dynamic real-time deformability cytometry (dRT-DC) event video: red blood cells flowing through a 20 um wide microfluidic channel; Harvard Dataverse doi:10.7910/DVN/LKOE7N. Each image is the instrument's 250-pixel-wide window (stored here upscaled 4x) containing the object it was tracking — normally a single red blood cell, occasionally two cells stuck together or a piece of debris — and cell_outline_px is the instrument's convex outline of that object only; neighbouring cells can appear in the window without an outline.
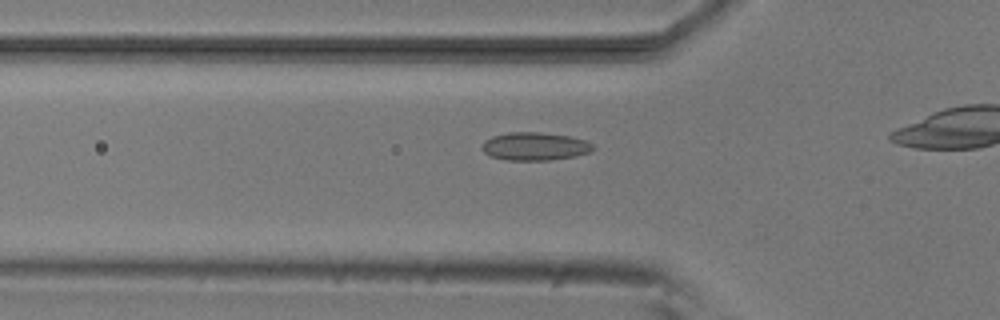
{"species": "common noctule bat (a hibernating species)", "species_latin": "Nyctalus noctula", "temperature_condition": "room temperature", "stored_images_in_passage": 22, "camera_frame_rate_fps": 3000, "um_per_image_px": 0.085, "animal": {"sex": "male", "body_mass_g": 20.5, "forearm_length_mm": 52.5}, "frame": {"image": 1, "passage_image": 10, "time_ms": 3.0, "image_size_px": [1000, 320], "cell_outline_px": [[596, 148], [588, 152], [576, 156], [548, 160], [508, 160], [492, 156], [484, 152], [480, 148], [484, 140], [492, 136], [508, 132], [540, 132], [568, 136], [584, 140], [592, 144]], "centroid_in_image_um": [45.43, 12.43], "position_along_channel_um": 80.4, "area_um2": 18.09}}
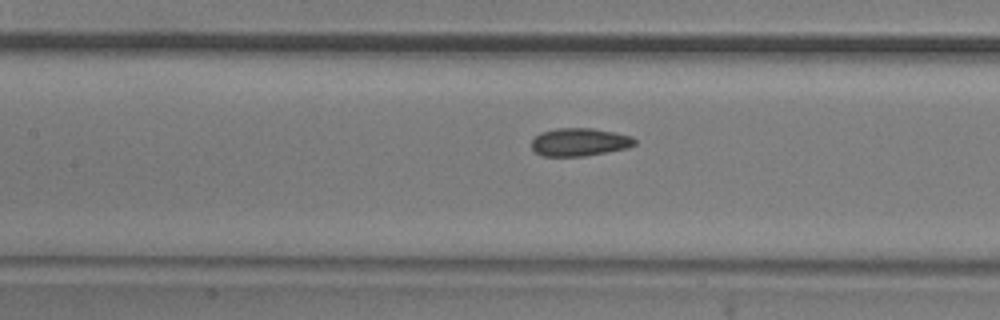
{"frame": {"image": 2, "passage_image": 16, "time_ms": 5.0, "image_size_px": [1000, 320], "cell_outline_px": [[636, 144], [628, 148], [584, 156], [544, 156], [536, 152], [532, 148], [532, 140], [540, 132], [556, 128], [592, 128], [616, 132], [632, 136], [636, 140]], "centroid_in_image_um": [49.28, 12.06], "position_along_channel_um": 158.1, "area_um2": 16.88}}
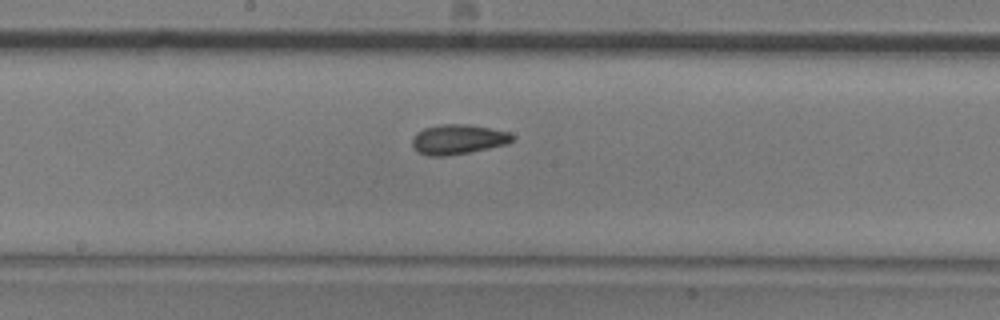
{"frame": {"image": 3, "passage_image": 20, "time_ms": 6.333, "image_size_px": [1000, 320], "cell_outline_px": [[516, 136], [508, 144], [448, 156], [428, 156], [416, 152], [412, 144], [412, 140], [416, 132], [424, 128], [440, 124], [468, 124], [492, 128], [508, 132]], "centroid_in_image_um": [38.92, 11.84], "position_along_channel_um": 209.3, "area_um2": 17.57}}